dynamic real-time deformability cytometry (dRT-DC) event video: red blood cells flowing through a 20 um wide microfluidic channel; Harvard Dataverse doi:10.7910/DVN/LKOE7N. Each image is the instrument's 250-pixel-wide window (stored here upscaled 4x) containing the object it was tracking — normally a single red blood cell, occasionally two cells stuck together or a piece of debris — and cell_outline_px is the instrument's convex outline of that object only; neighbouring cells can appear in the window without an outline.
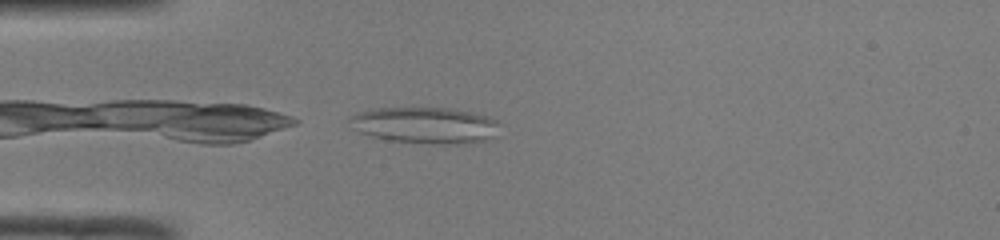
{"species": "common noctule bat (a hibernating species)", "species_latin": "Nyctalus noctula", "temperature_condition": "room temperature", "stored_images_in_passage": 31, "camera_frame_rate_fps": 3000, "um_per_image_px": 0.085, "animal": {"sex": "male", "body_mass_g": 19.0, "forearm_length_mm": 50.8}, "frame": {"image": 1, "passage_image": 1, "time_ms": 0.0, "image_size_px": [1000, 240], "cell_outline_px": [[500, 136], [484, 140], [460, 144], [432, 144], [392, 140], [372, 136], [360, 132], [352, 128], [348, 120], [348, 116], [356, 112], [376, 108], [456, 108], [488, 116], [496, 120], [500, 124]], "centroid_in_image_um": [36.19, 10.64], "position_along_channel_um": 48.8, "area_um2": 32.25}}
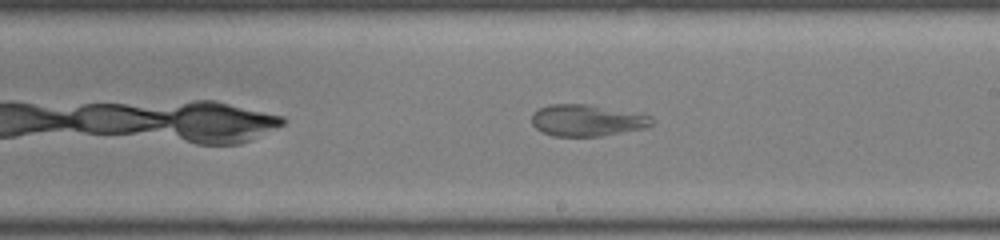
{"frame": {"image": 2, "passage_image": 16, "time_ms": 5.0, "image_size_px": [1000, 240], "cell_outline_px": [[652, 124], [648, 128], [600, 136], [552, 136], [540, 132], [532, 124], [532, 112], [540, 108], [552, 104], [588, 104], [652, 116]], "centroid_in_image_um": [49.87, 10.24], "position_along_channel_um": 239.1, "area_um2": 22.14}}
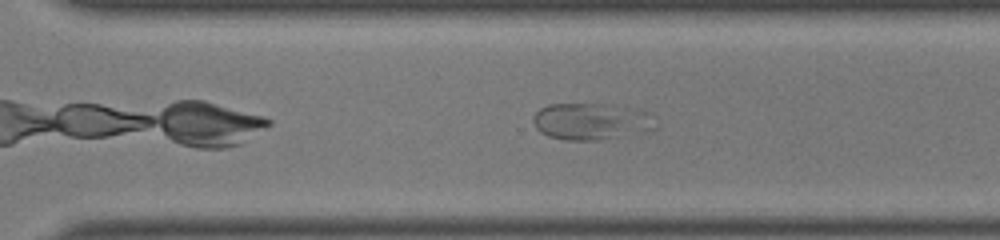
{"frame": {"image": 3, "passage_image": 22, "time_ms": 7.0, "image_size_px": [1000, 240], "cell_outline_px": [[656, 128], [644, 132], [596, 140], [564, 140], [548, 136], [540, 132], [536, 128], [532, 120], [532, 116], [540, 108], [548, 104], [604, 104], [636, 108], [652, 112], [656, 116]], "centroid_in_image_um": [50.3, 10.31], "position_along_channel_um": 320.3, "area_um2": 26.65}}